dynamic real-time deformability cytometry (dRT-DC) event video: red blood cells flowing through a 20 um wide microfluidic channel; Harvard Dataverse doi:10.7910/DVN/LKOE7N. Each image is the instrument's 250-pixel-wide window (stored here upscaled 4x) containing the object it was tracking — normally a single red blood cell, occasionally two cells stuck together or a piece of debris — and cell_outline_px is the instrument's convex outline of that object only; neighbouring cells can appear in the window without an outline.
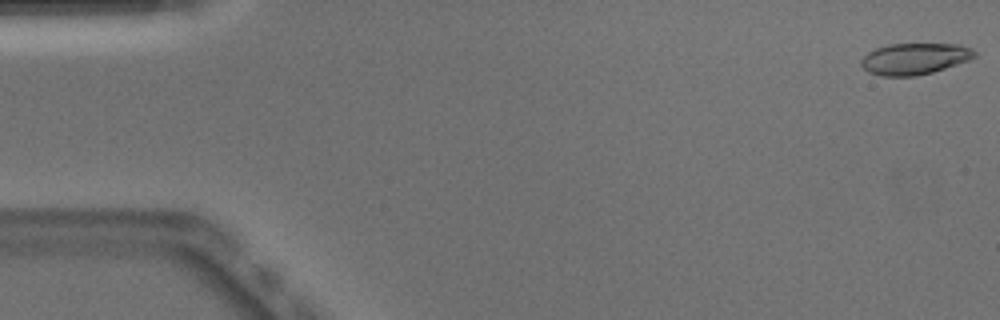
{"species": "Egyptian fruit bat (a non-hibernating species)", "species_latin": "Rousettus aegyptiacus", "temperature_condition": "warm", "stored_images_in_passage": 7, "camera_frame_rate_fps": 3000, "um_per_image_px": 0.085, "animal": {"sex": "male"}, "frame": {"image": 1, "passage_image": 1, "time_ms": 0.0, "image_size_px": [1000, 320], "cell_outline_px": [[976, 56], [968, 60], [932, 72], [916, 76], [880, 76], [868, 72], [860, 64], [860, 60], [868, 52], [876, 48], [888, 44], [960, 44], [972, 48], [976, 52]], "centroid_in_image_um": [77.72, 4.99], "position_along_channel_um": 7.3, "area_um2": 20.75}}